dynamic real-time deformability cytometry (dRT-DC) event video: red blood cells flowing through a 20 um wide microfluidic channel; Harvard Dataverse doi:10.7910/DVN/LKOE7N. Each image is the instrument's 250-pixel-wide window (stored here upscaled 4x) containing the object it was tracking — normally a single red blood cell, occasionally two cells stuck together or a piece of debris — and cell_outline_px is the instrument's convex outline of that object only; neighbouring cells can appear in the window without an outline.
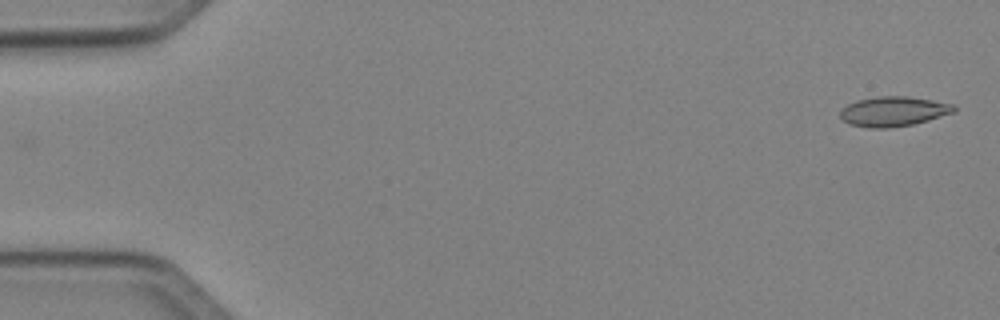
{"species": "Egyptian fruit bat (a non-hibernating species)", "species_latin": "Rousettus aegyptiacus", "temperature_condition": "cold", "stored_images_in_passage": 5, "camera_frame_rate_fps": 3000, "um_per_image_px": 0.085, "animal": {"sex": "female"}, "frame": {"image": 1, "passage_image": 1, "time_ms": 0.0, "image_size_px": [1000, 320], "cell_outline_px": [[956, 112], [928, 120], [912, 124], [888, 128], [868, 128], [848, 124], [840, 116], [840, 108], [856, 100], [880, 96], [908, 96], [956, 104]], "centroid_in_image_um": [75.95, 9.46], "position_along_channel_um": 9.1, "area_um2": 19.94}}
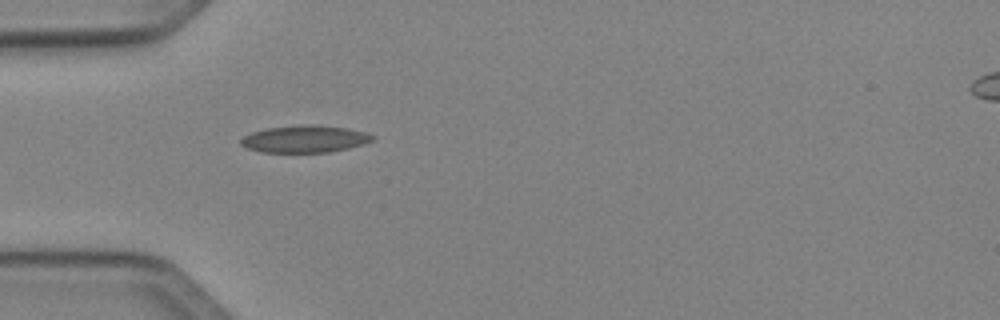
{"frame": {"image": 2, "passage_image": 5, "time_ms": 4.667, "image_size_px": [1000, 320], "cell_outline_px": [[376, 136], [372, 140], [364, 144], [348, 148], [328, 152], [260, 152], [248, 148], [240, 144], [240, 140], [244, 136], [252, 132], [268, 128], [300, 124], [312, 124], [344, 128], [364, 132]], "centroid_in_image_um": [25.89, 11.81], "position_along_channel_um": 59.1, "area_um2": 20.69}}